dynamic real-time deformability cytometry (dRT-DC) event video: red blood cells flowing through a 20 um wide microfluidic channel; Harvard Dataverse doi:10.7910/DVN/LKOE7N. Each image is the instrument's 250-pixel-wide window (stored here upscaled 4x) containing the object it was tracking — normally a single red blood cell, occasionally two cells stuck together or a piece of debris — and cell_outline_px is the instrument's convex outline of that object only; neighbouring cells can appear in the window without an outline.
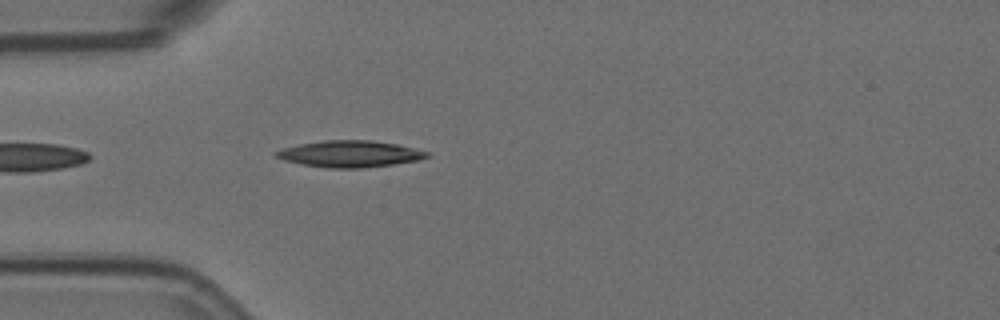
{"species": "Egyptian fruit bat (a non-hibernating species)", "species_latin": "Rousettus aegyptiacus", "temperature_condition": "room temperature", "stored_images_in_passage": 43, "camera_frame_rate_fps": 3000, "um_per_image_px": 0.085, "animal": {"sex": "female"}, "frame": {"image": 1, "passage_image": 3, "time_ms": 0.667, "image_size_px": [1000, 320], "cell_outline_px": [[432, 156], [420, 160], [364, 168], [328, 168], [304, 164], [284, 160], [276, 156], [272, 152], [284, 148], [300, 144], [324, 140], [372, 140], [396, 144], [416, 148], [432, 152]], "centroid_in_image_um": [29.82, 13.08], "position_along_channel_um": 55.2, "area_um2": 23.41}}
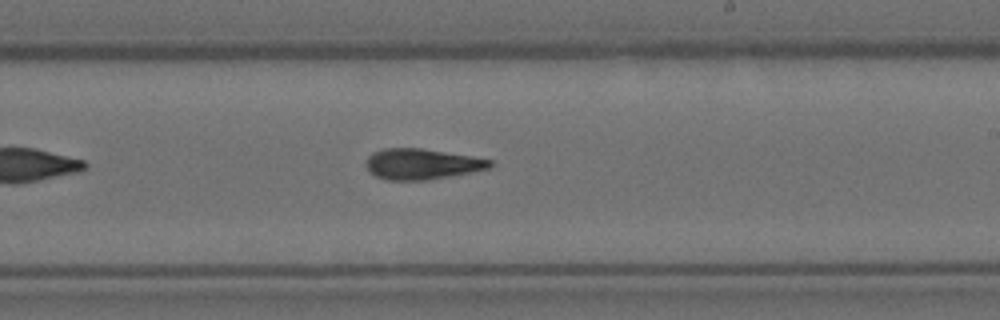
{"frame": {"image": 2, "passage_image": 20, "time_ms": 6.333, "image_size_px": [1000, 320], "cell_outline_px": [[492, 164], [488, 168], [428, 180], [384, 180], [368, 172], [364, 164], [368, 156], [372, 152], [384, 148], [420, 148], [472, 156], [492, 160]], "centroid_in_image_um": [35.76, 13.94], "position_along_channel_um": 253.2, "area_um2": 22.14}}
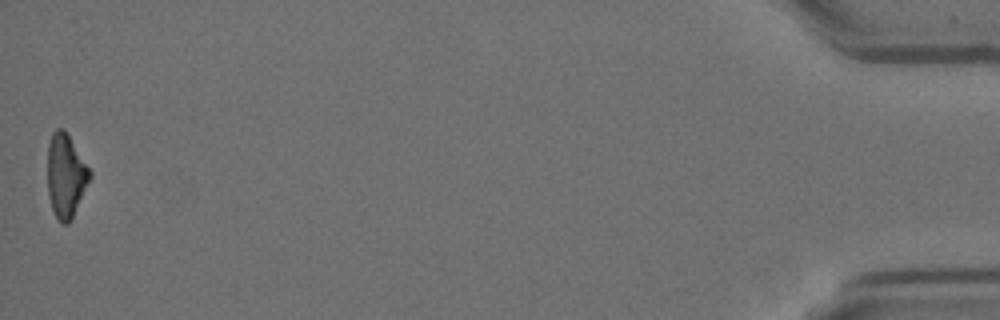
{"frame": {"image": 3, "passage_image": 43, "time_ms": 14.0, "image_size_px": [1000, 320], "cell_outline_px": [[92, 176], [68, 224], [60, 224], [56, 220], [48, 196], [48, 144], [52, 132], [56, 128], [64, 128], [92, 172]], "centroid_in_image_um": [5.58, 14.93], "position_along_channel_um": 429.6, "area_um2": 20.58}}